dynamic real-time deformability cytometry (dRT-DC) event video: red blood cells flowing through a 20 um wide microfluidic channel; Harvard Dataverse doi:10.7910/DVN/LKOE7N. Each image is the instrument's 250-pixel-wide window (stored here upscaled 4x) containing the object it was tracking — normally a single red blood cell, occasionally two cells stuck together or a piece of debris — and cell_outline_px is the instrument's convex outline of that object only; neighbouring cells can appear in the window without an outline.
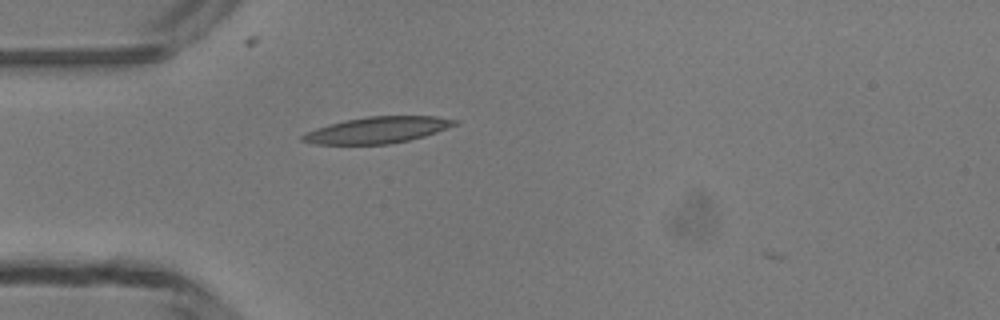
{"species": "common noctule bat (a hibernating species)", "species_latin": "Nyctalus noctula", "temperature_condition": "room temperature", "stored_images_in_passage": 3, "camera_frame_rate_fps": 3000, "um_per_image_px": 0.085, "animal": {"sex": "male", "body_mass_g": 13.3}, "frame": {"image": 1, "passage_image": 2, "time_ms": 0.333, "image_size_px": [1000, 320], "cell_outline_px": [[460, 124], [424, 136], [408, 140], [388, 144], [316, 144], [300, 140], [300, 136], [316, 128], [344, 120], [368, 116], [436, 116], [460, 120]], "centroid_in_image_um": [32.13, 11.04], "position_along_channel_um": 52.9, "area_um2": 23.35}}